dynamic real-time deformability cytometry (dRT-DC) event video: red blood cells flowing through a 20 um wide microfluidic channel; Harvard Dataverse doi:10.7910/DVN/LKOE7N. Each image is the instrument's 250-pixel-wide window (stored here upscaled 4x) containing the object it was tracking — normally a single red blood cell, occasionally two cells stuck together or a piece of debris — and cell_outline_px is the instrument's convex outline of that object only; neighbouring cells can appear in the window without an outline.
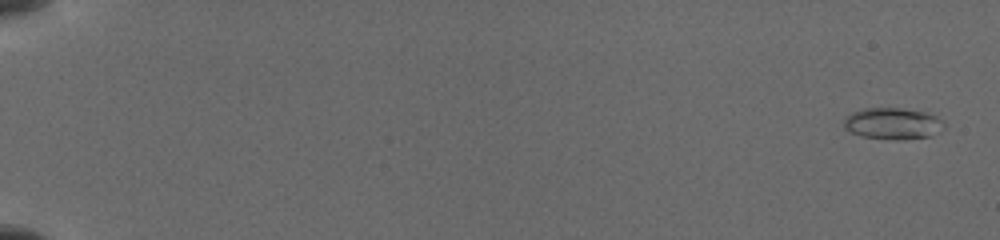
{"species": "common noctule bat (a hibernating species)", "species_latin": "Nyctalus noctula", "temperature_condition": "cold", "stored_images_in_passage": 31, "camera_frame_rate_fps": 3000, "um_per_image_px": 0.085, "animal": {"sex": "female", "body_mass_g": 19.5, "forearm_length_mm": 54.1}, "frame": {"image": 1, "passage_image": 1, "time_ms": 0.0, "image_size_px": [1000, 240], "cell_outline_px": [[944, 128], [940, 132], [932, 136], [900, 140], [896, 140], [860, 136], [844, 128], [844, 120], [852, 112], [864, 108], [900, 108], [928, 112], [944, 120]], "centroid_in_image_um": [75.94, 10.5], "position_along_channel_um": 9.1, "area_um2": 18.61}}
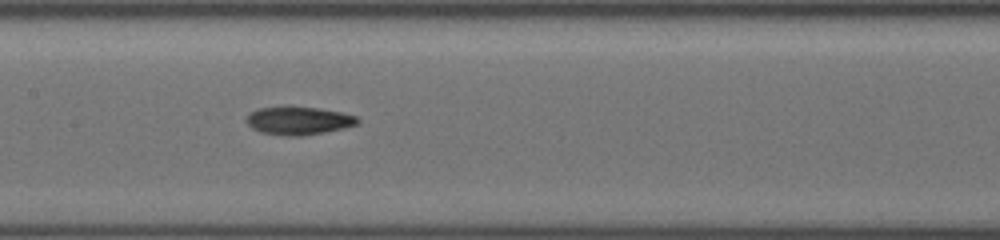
{"frame": {"image": 2, "passage_image": 18, "time_ms": 9.333, "image_size_px": [1000, 240], "cell_outline_px": [[360, 124], [344, 128], [304, 136], [288, 136], [260, 132], [252, 128], [244, 120], [248, 112], [256, 108], [316, 108], [340, 112], [356, 116], [360, 120]], "centroid_in_image_um": [25.37, 10.28], "position_along_channel_um": 182.0, "area_um2": 18.03}}
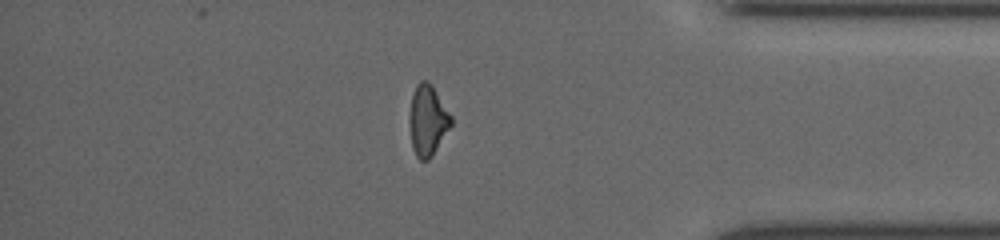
{"frame": {"image": 3, "passage_image": 28, "time_ms": 15.333, "image_size_px": [1000, 240], "cell_outline_px": [[452, 124], [432, 156], [428, 160], [420, 160], [416, 156], [412, 148], [412, 92], [416, 84], [420, 80], [428, 80], [432, 84], [452, 116]], "centroid_in_image_um": [36.4, 10.2], "position_along_channel_um": 398.8, "area_um2": 16.65}}